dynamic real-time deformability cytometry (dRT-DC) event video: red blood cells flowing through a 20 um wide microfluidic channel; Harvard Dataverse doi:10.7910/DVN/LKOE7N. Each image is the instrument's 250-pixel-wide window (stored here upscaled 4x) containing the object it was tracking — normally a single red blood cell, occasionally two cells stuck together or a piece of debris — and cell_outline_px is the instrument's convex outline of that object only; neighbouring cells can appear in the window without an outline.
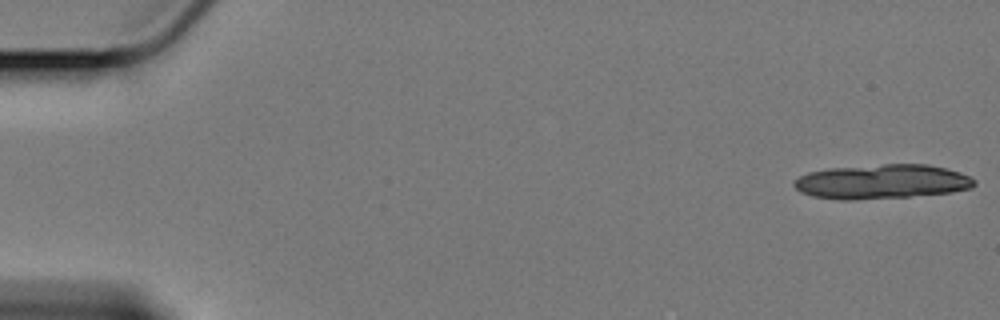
{"species": "Egyptian fruit bat (a non-hibernating species)", "species_latin": "Rousettus aegyptiacus", "temperature_condition": "cold", "stored_images_in_passage": 16, "camera_frame_rate_fps": 3000, "um_per_image_px": 0.085, "animal": {"sex": "female"}, "frame": {"image": 1, "passage_image": 1, "time_ms": 0.0, "image_size_px": [1000, 320], "cell_outline_px": [[976, 184], [972, 188], [952, 192], [908, 196], [852, 200], [840, 200], [812, 196], [800, 192], [792, 184], [792, 180], [808, 172], [828, 168], [884, 164], [928, 164], [960, 172], [976, 180]], "centroid_in_image_um": [74.93, 15.44], "position_along_channel_um": 10.1, "area_um2": 36.3}}